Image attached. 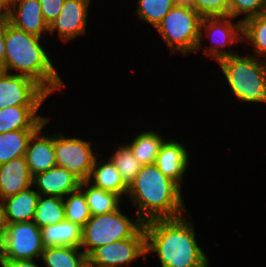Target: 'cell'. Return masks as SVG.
Masks as SVG:
<instances>
[{
  "label": "cell",
  "instance_id": "17",
  "mask_svg": "<svg viewBox=\"0 0 266 267\" xmlns=\"http://www.w3.org/2000/svg\"><path fill=\"white\" fill-rule=\"evenodd\" d=\"M33 184L25 156L0 165V201L30 188Z\"/></svg>",
  "mask_w": 266,
  "mask_h": 267
},
{
  "label": "cell",
  "instance_id": "32",
  "mask_svg": "<svg viewBox=\"0 0 266 267\" xmlns=\"http://www.w3.org/2000/svg\"><path fill=\"white\" fill-rule=\"evenodd\" d=\"M195 4L202 18L229 16V0H195Z\"/></svg>",
  "mask_w": 266,
  "mask_h": 267
},
{
  "label": "cell",
  "instance_id": "24",
  "mask_svg": "<svg viewBox=\"0 0 266 267\" xmlns=\"http://www.w3.org/2000/svg\"><path fill=\"white\" fill-rule=\"evenodd\" d=\"M40 261L45 267H88V256L79 247L44 248Z\"/></svg>",
  "mask_w": 266,
  "mask_h": 267
},
{
  "label": "cell",
  "instance_id": "35",
  "mask_svg": "<svg viewBox=\"0 0 266 267\" xmlns=\"http://www.w3.org/2000/svg\"><path fill=\"white\" fill-rule=\"evenodd\" d=\"M38 260L40 259L0 260V267H43L42 264L39 266Z\"/></svg>",
  "mask_w": 266,
  "mask_h": 267
},
{
  "label": "cell",
  "instance_id": "23",
  "mask_svg": "<svg viewBox=\"0 0 266 267\" xmlns=\"http://www.w3.org/2000/svg\"><path fill=\"white\" fill-rule=\"evenodd\" d=\"M79 189L86 197L91 216L110 213L125 205L120 195L94 187L87 180L81 181Z\"/></svg>",
  "mask_w": 266,
  "mask_h": 267
},
{
  "label": "cell",
  "instance_id": "16",
  "mask_svg": "<svg viewBox=\"0 0 266 267\" xmlns=\"http://www.w3.org/2000/svg\"><path fill=\"white\" fill-rule=\"evenodd\" d=\"M81 180L69 170L55 166L33 176L32 186L40 195L64 198L79 189Z\"/></svg>",
  "mask_w": 266,
  "mask_h": 267
},
{
  "label": "cell",
  "instance_id": "36",
  "mask_svg": "<svg viewBox=\"0 0 266 267\" xmlns=\"http://www.w3.org/2000/svg\"><path fill=\"white\" fill-rule=\"evenodd\" d=\"M174 7L184 8L193 12H196L195 0H173Z\"/></svg>",
  "mask_w": 266,
  "mask_h": 267
},
{
  "label": "cell",
  "instance_id": "8",
  "mask_svg": "<svg viewBox=\"0 0 266 267\" xmlns=\"http://www.w3.org/2000/svg\"><path fill=\"white\" fill-rule=\"evenodd\" d=\"M43 251L41 228L36 223H3L0 260L40 259Z\"/></svg>",
  "mask_w": 266,
  "mask_h": 267
},
{
  "label": "cell",
  "instance_id": "14",
  "mask_svg": "<svg viewBox=\"0 0 266 267\" xmlns=\"http://www.w3.org/2000/svg\"><path fill=\"white\" fill-rule=\"evenodd\" d=\"M51 118L53 117L50 116L33 132L27 144L25 158L32 176L57 166L54 149V133H43L46 131L44 128L48 126L49 121L53 120Z\"/></svg>",
  "mask_w": 266,
  "mask_h": 267
},
{
  "label": "cell",
  "instance_id": "4",
  "mask_svg": "<svg viewBox=\"0 0 266 267\" xmlns=\"http://www.w3.org/2000/svg\"><path fill=\"white\" fill-rule=\"evenodd\" d=\"M238 53L217 63L235 101L266 105V59Z\"/></svg>",
  "mask_w": 266,
  "mask_h": 267
},
{
  "label": "cell",
  "instance_id": "37",
  "mask_svg": "<svg viewBox=\"0 0 266 267\" xmlns=\"http://www.w3.org/2000/svg\"><path fill=\"white\" fill-rule=\"evenodd\" d=\"M11 0H0V13H3L9 6Z\"/></svg>",
  "mask_w": 266,
  "mask_h": 267
},
{
  "label": "cell",
  "instance_id": "19",
  "mask_svg": "<svg viewBox=\"0 0 266 267\" xmlns=\"http://www.w3.org/2000/svg\"><path fill=\"white\" fill-rule=\"evenodd\" d=\"M41 106H11L0 109V133L36 130L48 118L40 114Z\"/></svg>",
  "mask_w": 266,
  "mask_h": 267
},
{
  "label": "cell",
  "instance_id": "12",
  "mask_svg": "<svg viewBox=\"0 0 266 267\" xmlns=\"http://www.w3.org/2000/svg\"><path fill=\"white\" fill-rule=\"evenodd\" d=\"M93 0H64L61 13L49 26V34L57 35L62 43L87 34L88 16ZM57 32V34H55Z\"/></svg>",
  "mask_w": 266,
  "mask_h": 267
},
{
  "label": "cell",
  "instance_id": "26",
  "mask_svg": "<svg viewBox=\"0 0 266 267\" xmlns=\"http://www.w3.org/2000/svg\"><path fill=\"white\" fill-rule=\"evenodd\" d=\"M35 130H15L0 133V165L25 156L29 138Z\"/></svg>",
  "mask_w": 266,
  "mask_h": 267
},
{
  "label": "cell",
  "instance_id": "7",
  "mask_svg": "<svg viewBox=\"0 0 266 267\" xmlns=\"http://www.w3.org/2000/svg\"><path fill=\"white\" fill-rule=\"evenodd\" d=\"M208 40V41H206ZM204 41V42H203ZM207 42L206 45L202 44ZM208 42L209 45H208ZM243 44V23L231 16L202 18L200 39L196 49L217 63L219 60L240 53L234 45ZM233 45V49H230ZM228 50H227V49Z\"/></svg>",
  "mask_w": 266,
  "mask_h": 267
},
{
  "label": "cell",
  "instance_id": "30",
  "mask_svg": "<svg viewBox=\"0 0 266 267\" xmlns=\"http://www.w3.org/2000/svg\"><path fill=\"white\" fill-rule=\"evenodd\" d=\"M65 220L83 227L91 215L84 193L78 189L63 198Z\"/></svg>",
  "mask_w": 266,
  "mask_h": 267
},
{
  "label": "cell",
  "instance_id": "10",
  "mask_svg": "<svg viewBox=\"0 0 266 267\" xmlns=\"http://www.w3.org/2000/svg\"><path fill=\"white\" fill-rule=\"evenodd\" d=\"M141 257L144 262L147 261L144 226L131 238L95 249L88 256V267H129Z\"/></svg>",
  "mask_w": 266,
  "mask_h": 267
},
{
  "label": "cell",
  "instance_id": "6",
  "mask_svg": "<svg viewBox=\"0 0 266 267\" xmlns=\"http://www.w3.org/2000/svg\"><path fill=\"white\" fill-rule=\"evenodd\" d=\"M202 17L184 8L173 7L155 29L168 48L169 55L196 53ZM192 53V54H191Z\"/></svg>",
  "mask_w": 266,
  "mask_h": 267
},
{
  "label": "cell",
  "instance_id": "29",
  "mask_svg": "<svg viewBox=\"0 0 266 267\" xmlns=\"http://www.w3.org/2000/svg\"><path fill=\"white\" fill-rule=\"evenodd\" d=\"M136 2V9H133L136 19L150 24L155 29L174 7L173 0H137Z\"/></svg>",
  "mask_w": 266,
  "mask_h": 267
},
{
  "label": "cell",
  "instance_id": "38",
  "mask_svg": "<svg viewBox=\"0 0 266 267\" xmlns=\"http://www.w3.org/2000/svg\"><path fill=\"white\" fill-rule=\"evenodd\" d=\"M3 223H2V213H1V203H0V237L2 235Z\"/></svg>",
  "mask_w": 266,
  "mask_h": 267
},
{
  "label": "cell",
  "instance_id": "22",
  "mask_svg": "<svg viewBox=\"0 0 266 267\" xmlns=\"http://www.w3.org/2000/svg\"><path fill=\"white\" fill-rule=\"evenodd\" d=\"M44 248L55 246L79 247L82 242V227L64 220L41 228Z\"/></svg>",
  "mask_w": 266,
  "mask_h": 267
},
{
  "label": "cell",
  "instance_id": "27",
  "mask_svg": "<svg viewBox=\"0 0 266 267\" xmlns=\"http://www.w3.org/2000/svg\"><path fill=\"white\" fill-rule=\"evenodd\" d=\"M64 220V200L55 196L40 195L33 222L39 228H43Z\"/></svg>",
  "mask_w": 266,
  "mask_h": 267
},
{
  "label": "cell",
  "instance_id": "18",
  "mask_svg": "<svg viewBox=\"0 0 266 267\" xmlns=\"http://www.w3.org/2000/svg\"><path fill=\"white\" fill-rule=\"evenodd\" d=\"M40 194L33 186L0 201L2 223L33 221Z\"/></svg>",
  "mask_w": 266,
  "mask_h": 267
},
{
  "label": "cell",
  "instance_id": "34",
  "mask_svg": "<svg viewBox=\"0 0 266 267\" xmlns=\"http://www.w3.org/2000/svg\"><path fill=\"white\" fill-rule=\"evenodd\" d=\"M5 14L0 13V71H5Z\"/></svg>",
  "mask_w": 266,
  "mask_h": 267
},
{
  "label": "cell",
  "instance_id": "9",
  "mask_svg": "<svg viewBox=\"0 0 266 267\" xmlns=\"http://www.w3.org/2000/svg\"><path fill=\"white\" fill-rule=\"evenodd\" d=\"M65 135L60 131L54 132L57 166L69 170L81 181H86L91 174L94 160L100 152L94 149L92 141Z\"/></svg>",
  "mask_w": 266,
  "mask_h": 267
},
{
  "label": "cell",
  "instance_id": "33",
  "mask_svg": "<svg viewBox=\"0 0 266 267\" xmlns=\"http://www.w3.org/2000/svg\"><path fill=\"white\" fill-rule=\"evenodd\" d=\"M43 18L50 26L61 13L64 0H39Z\"/></svg>",
  "mask_w": 266,
  "mask_h": 267
},
{
  "label": "cell",
  "instance_id": "20",
  "mask_svg": "<svg viewBox=\"0 0 266 267\" xmlns=\"http://www.w3.org/2000/svg\"><path fill=\"white\" fill-rule=\"evenodd\" d=\"M104 153H100L94 160L88 182L94 187L120 195L123 199L128 193V186L121 178L119 170L108 159H103ZM102 159V160H101Z\"/></svg>",
  "mask_w": 266,
  "mask_h": 267
},
{
  "label": "cell",
  "instance_id": "28",
  "mask_svg": "<svg viewBox=\"0 0 266 267\" xmlns=\"http://www.w3.org/2000/svg\"><path fill=\"white\" fill-rule=\"evenodd\" d=\"M117 145L115 150L110 153L111 156L108 155L107 158L119 170L124 183L129 186L141 170L142 165L125 142Z\"/></svg>",
  "mask_w": 266,
  "mask_h": 267
},
{
  "label": "cell",
  "instance_id": "13",
  "mask_svg": "<svg viewBox=\"0 0 266 267\" xmlns=\"http://www.w3.org/2000/svg\"><path fill=\"white\" fill-rule=\"evenodd\" d=\"M184 144L181 139L178 141L167 135L154 163L165 176L175 181L182 189L185 173L191 164L190 152H192Z\"/></svg>",
  "mask_w": 266,
  "mask_h": 267
},
{
  "label": "cell",
  "instance_id": "1",
  "mask_svg": "<svg viewBox=\"0 0 266 267\" xmlns=\"http://www.w3.org/2000/svg\"><path fill=\"white\" fill-rule=\"evenodd\" d=\"M190 215L188 211L176 218L145 222L146 256L157 255L161 267H210Z\"/></svg>",
  "mask_w": 266,
  "mask_h": 267
},
{
  "label": "cell",
  "instance_id": "11",
  "mask_svg": "<svg viewBox=\"0 0 266 267\" xmlns=\"http://www.w3.org/2000/svg\"><path fill=\"white\" fill-rule=\"evenodd\" d=\"M49 95L30 77L0 71V109L11 106H42Z\"/></svg>",
  "mask_w": 266,
  "mask_h": 267
},
{
  "label": "cell",
  "instance_id": "2",
  "mask_svg": "<svg viewBox=\"0 0 266 267\" xmlns=\"http://www.w3.org/2000/svg\"><path fill=\"white\" fill-rule=\"evenodd\" d=\"M44 39L15 28L5 15V72L30 77L52 96L66 84Z\"/></svg>",
  "mask_w": 266,
  "mask_h": 267
},
{
  "label": "cell",
  "instance_id": "5",
  "mask_svg": "<svg viewBox=\"0 0 266 267\" xmlns=\"http://www.w3.org/2000/svg\"><path fill=\"white\" fill-rule=\"evenodd\" d=\"M122 209L91 216L82 227L80 248L87 256L98 247L131 238L144 225L136 213L129 217Z\"/></svg>",
  "mask_w": 266,
  "mask_h": 267
},
{
  "label": "cell",
  "instance_id": "21",
  "mask_svg": "<svg viewBox=\"0 0 266 267\" xmlns=\"http://www.w3.org/2000/svg\"><path fill=\"white\" fill-rule=\"evenodd\" d=\"M161 134V135H160ZM126 144L142 166L154 164L160 148L167 139L158 130H140Z\"/></svg>",
  "mask_w": 266,
  "mask_h": 267
},
{
  "label": "cell",
  "instance_id": "3",
  "mask_svg": "<svg viewBox=\"0 0 266 267\" xmlns=\"http://www.w3.org/2000/svg\"><path fill=\"white\" fill-rule=\"evenodd\" d=\"M183 189L165 176L155 164L141 167L128 186L126 198L145 223L157 218H176L188 212ZM186 205V206H185Z\"/></svg>",
  "mask_w": 266,
  "mask_h": 267
},
{
  "label": "cell",
  "instance_id": "25",
  "mask_svg": "<svg viewBox=\"0 0 266 267\" xmlns=\"http://www.w3.org/2000/svg\"><path fill=\"white\" fill-rule=\"evenodd\" d=\"M243 47L249 45L255 57L266 59V11L243 23Z\"/></svg>",
  "mask_w": 266,
  "mask_h": 267
},
{
  "label": "cell",
  "instance_id": "15",
  "mask_svg": "<svg viewBox=\"0 0 266 267\" xmlns=\"http://www.w3.org/2000/svg\"><path fill=\"white\" fill-rule=\"evenodd\" d=\"M3 13L8 22L19 30L41 38L49 33L39 0H11Z\"/></svg>",
  "mask_w": 266,
  "mask_h": 267
},
{
  "label": "cell",
  "instance_id": "31",
  "mask_svg": "<svg viewBox=\"0 0 266 267\" xmlns=\"http://www.w3.org/2000/svg\"><path fill=\"white\" fill-rule=\"evenodd\" d=\"M265 11L266 0H229V16L242 23Z\"/></svg>",
  "mask_w": 266,
  "mask_h": 267
}]
</instances>
